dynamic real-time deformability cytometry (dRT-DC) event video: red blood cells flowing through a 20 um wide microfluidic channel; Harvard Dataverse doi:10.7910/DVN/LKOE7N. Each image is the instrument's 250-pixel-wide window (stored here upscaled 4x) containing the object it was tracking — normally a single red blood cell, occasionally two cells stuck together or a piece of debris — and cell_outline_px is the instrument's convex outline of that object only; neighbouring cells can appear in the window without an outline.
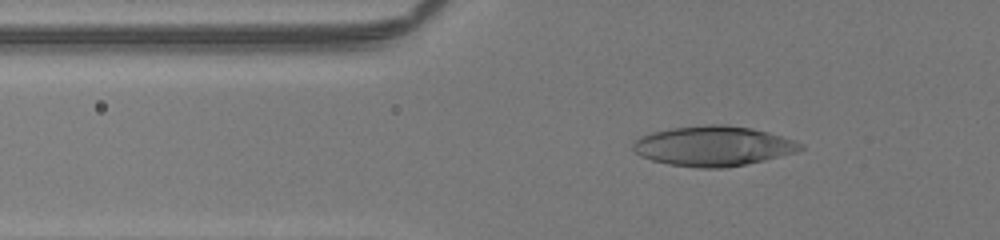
{"species": "human", "species_latin": "Homo sapiens", "temperature_condition": "room temperature", "stored_images_in_passage": 36, "camera_frame_rate_fps": 3000, "um_per_image_px": 0.085, "donor": {"sex": "male"}, "frame": {"image": 1, "passage_image": 4, "time_ms": 1.0, "image_size_px": [1000, 240], "cell_outline_px": [[804, 148], [796, 152], [764, 160], [724, 168], [700, 168], [668, 164], [652, 160], [640, 156], [632, 148], [632, 144], [640, 136], [652, 132], [672, 128], [708, 124], [728, 124], [752, 128], [768, 132], [796, 140], [804, 144]], "centroid_in_image_um": [60.64, 12.4], "position_along_channel_um": 65.2, "area_um2": 39.07}}
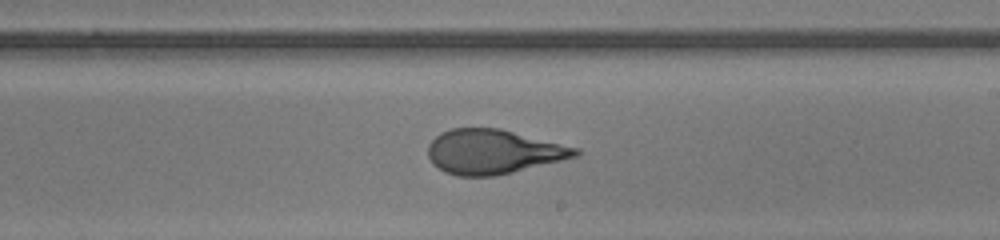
{"frame": {"image": 2, "passage_image": 19, "time_ms": 6.0, "image_size_px": [1000, 240], "cell_outline_px": [[580, 156], [512, 172], [492, 176], [456, 176], [444, 172], [432, 164], [428, 156], [428, 144], [440, 132], [452, 128], [500, 128], [580, 148]], "centroid_in_image_um": [41.92, 12.89], "position_along_channel_um": 247.1, "area_um2": 38.38}}
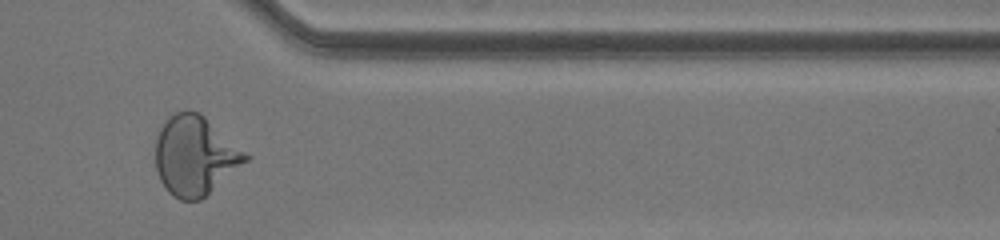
{"frame": {"image": 3, "passage_image": 30, "time_ms": 9.667, "image_size_px": [1000, 240], "cell_outline_px": [[252, 156], [248, 160], [200, 200], [180, 200], [172, 196], [164, 188], [160, 180], [156, 168], [156, 136], [160, 128], [168, 116], [176, 112], [188, 108], [200, 112]], "centroid_in_image_um": [16.57, 13.2], "position_along_channel_um": 394.8, "area_um2": 41.91}, "authors_computed_cell_mechanics": {"area_um2": 38.6393, "velocity_mm_per_s": 4.1056, "shape_relaxation_time_tau1_ms": null, "shape_relaxation_time_tau2_ms": 0.6943, "deformation_change_tau1": null, "deformation_change_tau2": 0.0826}}